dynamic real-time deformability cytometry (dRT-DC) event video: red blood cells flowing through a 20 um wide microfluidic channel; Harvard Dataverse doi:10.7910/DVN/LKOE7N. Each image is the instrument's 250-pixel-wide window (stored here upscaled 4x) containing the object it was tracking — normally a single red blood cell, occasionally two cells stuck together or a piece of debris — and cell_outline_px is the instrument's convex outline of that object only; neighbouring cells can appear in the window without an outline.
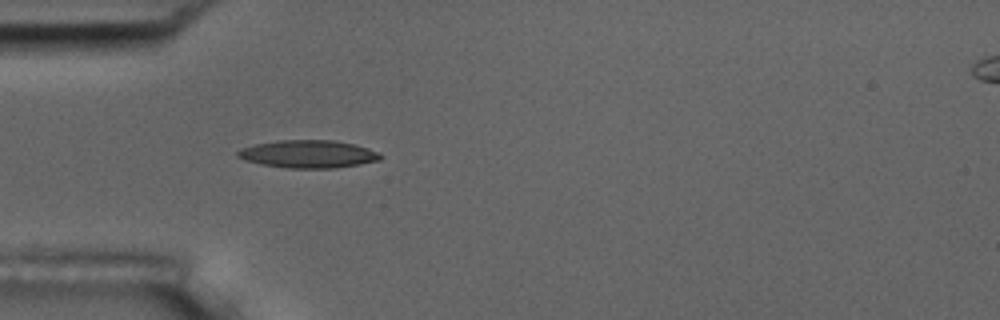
{"species": "common noctule bat (a hibernating species)", "species_latin": "Nyctalus noctula", "temperature_condition": "room temperature", "stored_images_in_passage": 20, "camera_frame_rate_fps": 3000, "um_per_image_px": 0.085, "animal": {"sex": "male", "body_mass_g": 17.5, "forearm_length_mm": 52.3}, "frame": {"image": 1, "passage_image": 1, "time_ms": 0.0, "image_size_px": [1000, 320], "cell_outline_px": [[384, 156], [380, 160], [360, 164], [336, 168], [288, 168], [260, 164], [244, 160], [236, 156], [236, 152], [240, 148], [256, 144], [280, 140], [332, 140], [352, 144], [368, 148], [380, 152]], "centroid_in_image_um": [26.2, 13.1], "position_along_channel_um": 58.8, "area_um2": 23.18}}